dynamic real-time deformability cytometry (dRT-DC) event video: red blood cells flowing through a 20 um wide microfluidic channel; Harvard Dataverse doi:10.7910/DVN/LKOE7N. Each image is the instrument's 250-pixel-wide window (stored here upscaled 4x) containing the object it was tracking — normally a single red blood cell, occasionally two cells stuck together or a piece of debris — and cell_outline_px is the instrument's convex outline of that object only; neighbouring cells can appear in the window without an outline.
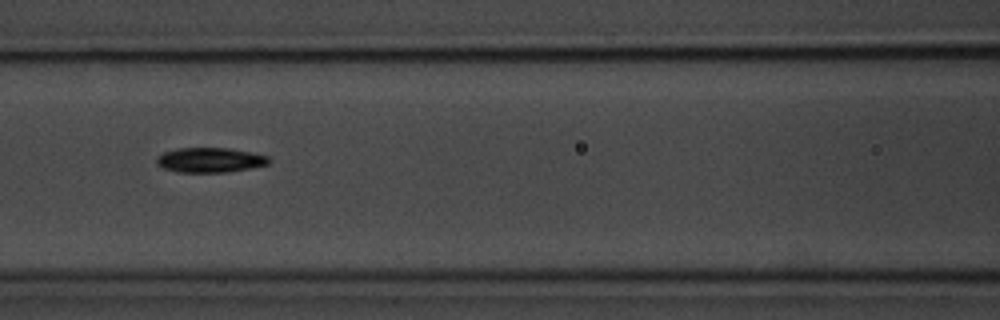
{"species": "common noctule bat (a hibernating species)", "species_latin": "Nyctalus noctula", "temperature_condition": "room temperature", "stored_images_in_passage": 8, "camera_frame_rate_fps": 3000, "um_per_image_px": 0.085, "animal": {"sex": "male", "body_mass_g": 20.1, "forearm_length_mm": 53.5}, "frame": {"image": 1, "passage_image": 4, "time_ms": 3.333, "image_size_px": [1000, 320], "cell_outline_px": [[272, 160], [268, 164], [252, 168], [224, 172], [176, 172], [164, 168], [156, 164], [156, 160], [164, 152], [176, 148], [228, 148], [252, 152], [268, 156]], "centroid_in_image_um": [17.88, 13.6], "position_along_channel_um": 148.7, "area_um2": 16.24}}
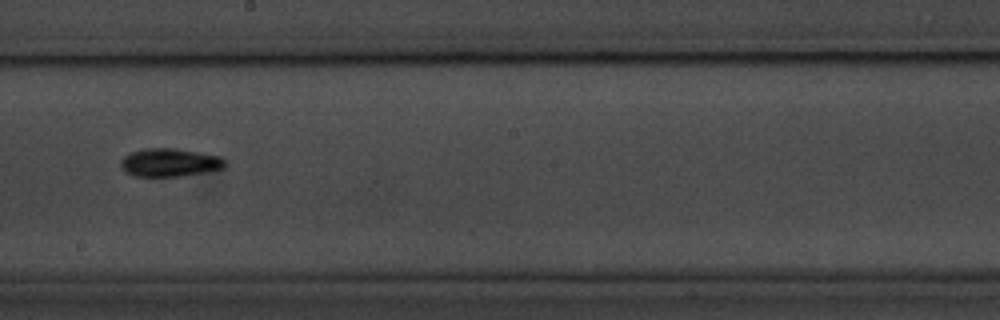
{"frame": {"image": 2, "passage_image": 6, "time_ms": 5.667, "image_size_px": [1000, 320], "cell_outline_px": [[228, 164], [224, 168], [184, 176], [132, 176], [124, 172], [120, 168], [120, 160], [124, 156], [132, 152], [144, 148], [172, 148], [220, 156], [228, 160]], "centroid_in_image_um": [14.42, 13.82], "position_along_channel_um": 233.8, "area_um2": 17.34}}
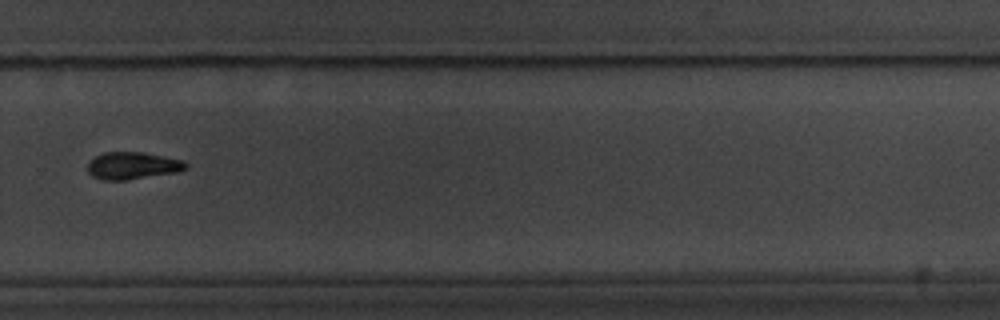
{"frame": {"image": 3, "passage_image": 8, "time_ms": 8.0, "image_size_px": [1000, 320], "cell_outline_px": [[188, 168], [180, 172], [124, 180], [104, 180], [92, 176], [88, 172], [88, 160], [104, 152], [140, 152], [184, 160], [188, 164]], "centroid_in_image_um": [11.29, 14.08], "position_along_channel_um": 318.5, "area_um2": 15.66}}